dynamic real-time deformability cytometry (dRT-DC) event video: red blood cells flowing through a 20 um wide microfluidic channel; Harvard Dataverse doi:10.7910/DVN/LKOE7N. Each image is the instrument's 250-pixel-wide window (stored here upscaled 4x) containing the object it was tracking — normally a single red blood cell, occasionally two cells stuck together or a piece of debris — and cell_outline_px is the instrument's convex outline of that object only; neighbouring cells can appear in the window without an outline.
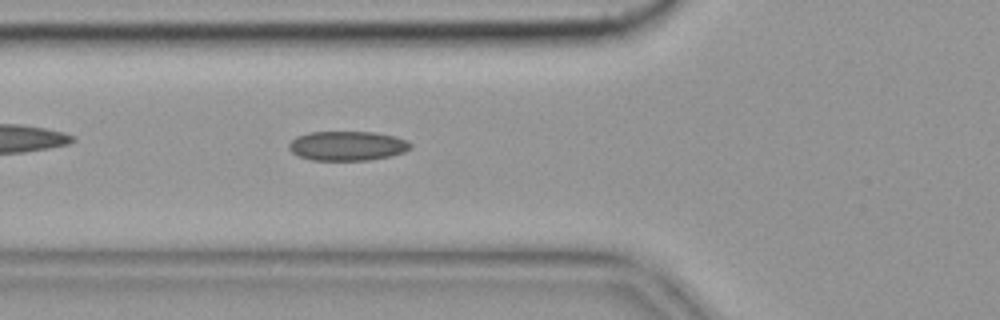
{"species": "common noctule bat (a hibernating species)", "species_latin": "Nyctalus noctula", "temperature_condition": "cold", "stored_images_in_passage": 26, "camera_frame_rate_fps": 3000, "um_per_image_px": 0.085, "animal": {"sex": "female", "body_mass_g": 19.9}, "frame": {"image": 1, "passage_image": 5, "time_ms": 1.333, "image_size_px": [1000, 320], "cell_outline_px": [[412, 148], [404, 152], [392, 156], [368, 160], [312, 160], [300, 156], [292, 152], [288, 148], [288, 144], [296, 136], [308, 132], [372, 132], [396, 136], [408, 140], [412, 144]], "centroid_in_image_um": [29.55, 12.39], "position_along_channel_um": 96.2, "area_um2": 21.04}}